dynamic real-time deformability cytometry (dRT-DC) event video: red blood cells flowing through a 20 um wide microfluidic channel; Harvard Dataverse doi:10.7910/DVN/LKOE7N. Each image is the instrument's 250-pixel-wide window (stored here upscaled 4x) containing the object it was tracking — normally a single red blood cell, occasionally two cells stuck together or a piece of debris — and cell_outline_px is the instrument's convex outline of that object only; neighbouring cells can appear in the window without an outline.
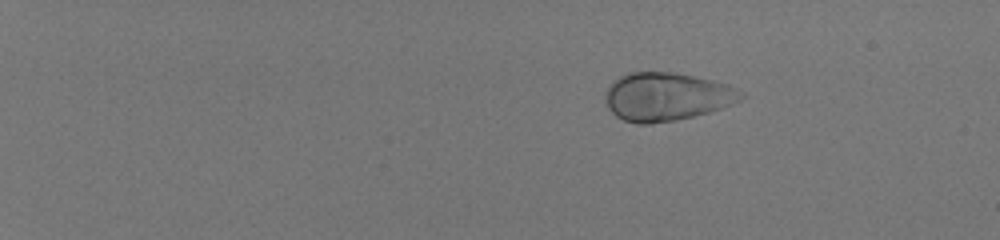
{"species": "human", "species_latin": "Homo sapiens", "temperature_condition": "room temperature", "stored_images_in_passage": 45, "camera_frame_rate_fps": 3000, "um_per_image_px": 0.085, "donor": {"sex": "male"}, "frame": {"image": 1, "passage_image": 1, "time_ms": 0.0, "image_size_px": [1000, 240], "cell_outline_px": [[744, 96], [740, 100], [732, 104], [708, 112], [676, 120], [648, 124], [636, 124], [624, 120], [616, 116], [608, 108], [604, 92], [612, 80], [620, 76], [632, 72], [672, 72], [692, 76], [728, 84], [744, 92]], "centroid_in_image_um": [56.63, 8.22], "position_along_channel_um": 28.4, "area_um2": 38.09}}
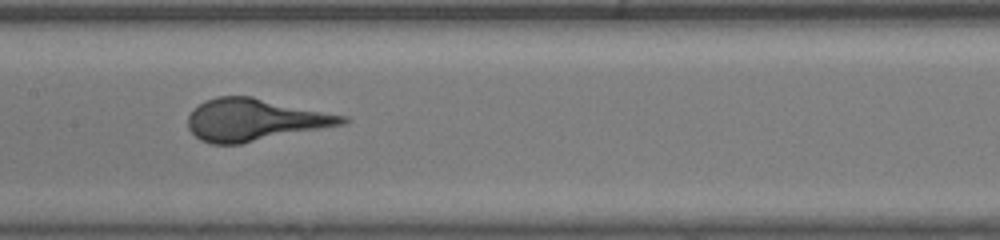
{"frame": {"image": 2, "passage_image": 24, "time_ms": 7.667, "image_size_px": [1000, 240], "cell_outline_px": [[352, 120], [344, 124], [240, 144], [212, 144], [200, 140], [188, 128], [188, 116], [192, 108], [204, 100], [216, 96], [252, 96], [348, 116]], "centroid_in_image_um": [21.64, 10.17], "position_along_channel_um": 185.8, "area_um2": 38.15}}
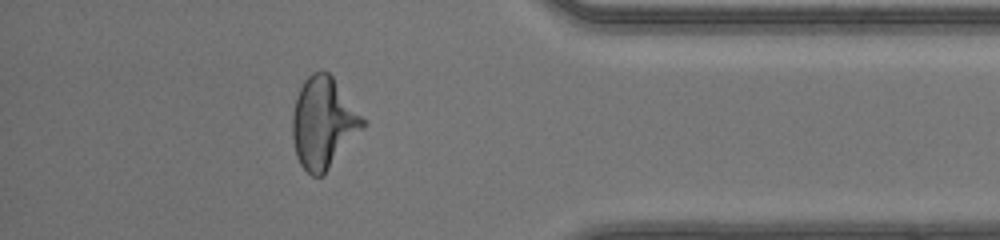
{"frame": {"image": 3, "passage_image": 41, "time_ms": 13.333, "image_size_px": [1000, 240], "cell_outline_px": [[364, 128], [324, 176], [312, 176], [300, 164], [296, 156], [292, 136], [292, 116], [296, 96], [304, 80], [312, 72], [328, 72], [332, 76], [364, 120]], "centroid_in_image_um": [27.46, 10.49], "position_along_channel_um": 407.7, "area_um2": 37.11}}